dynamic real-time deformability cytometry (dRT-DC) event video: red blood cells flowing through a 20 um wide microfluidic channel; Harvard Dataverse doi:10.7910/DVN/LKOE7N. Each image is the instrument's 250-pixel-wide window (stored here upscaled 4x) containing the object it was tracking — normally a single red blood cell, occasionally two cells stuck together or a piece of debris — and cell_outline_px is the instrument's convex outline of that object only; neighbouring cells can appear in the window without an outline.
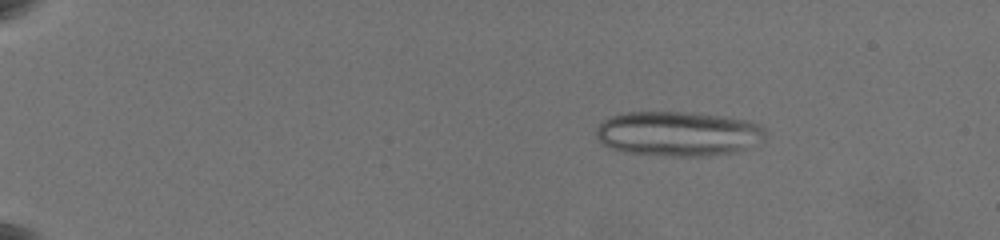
{"species": "common noctule bat (a hibernating species)", "species_latin": "Nyctalus noctula", "temperature_condition": "warm", "stored_images_in_passage": 37, "segment_of_instrument_passage": [1, 2], "camera_frame_rate_fps": 3000, "um_per_image_px": 0.085, "animal": {"sex": "female", "body_mass_g": 19.5, "forearm_length_mm": 54.1}, "frame": {"image": 1, "passage_image": 1, "time_ms": 0.0, "image_size_px": [1000, 240], "cell_outline_px": [[764, 140], [740, 152], [708, 156], [672, 156], [628, 152], [608, 148], [596, 136], [596, 128], [604, 120], [612, 116], [628, 112], [688, 112], [728, 116], [748, 120], [764, 128]], "centroid_in_image_um": [57.68, 11.37], "position_along_channel_um": 27.3, "area_um2": 44.39}}